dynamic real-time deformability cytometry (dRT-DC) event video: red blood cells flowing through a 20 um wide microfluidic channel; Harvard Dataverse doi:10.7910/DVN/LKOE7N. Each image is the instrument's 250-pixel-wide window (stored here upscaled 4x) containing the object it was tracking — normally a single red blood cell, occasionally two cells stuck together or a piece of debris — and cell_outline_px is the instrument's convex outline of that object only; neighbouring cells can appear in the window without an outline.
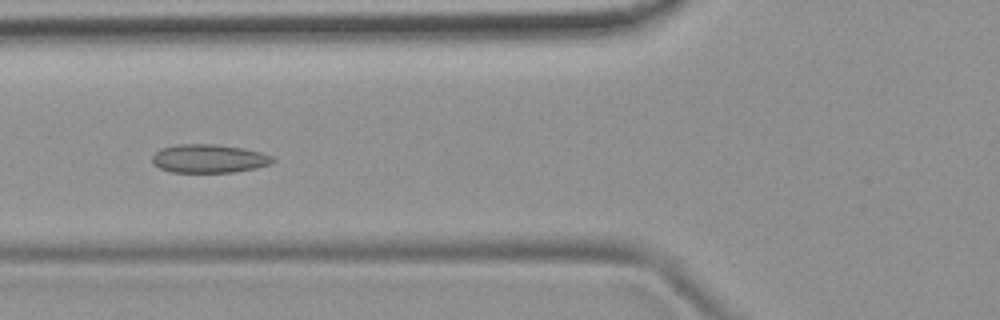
{"species": "common noctule bat (a hibernating species)", "species_latin": "Nyctalus noctula", "temperature_condition": "room temperature", "stored_images_in_passage": 7, "camera_frame_rate_fps": 3000, "um_per_image_px": 0.085, "animal": {"sex": "female", "body_mass_g": 19.9}, "frame": {"image": 1, "passage_image": 6, "time_ms": 5.667, "image_size_px": [1000, 320], "cell_outline_px": [[276, 160], [268, 164], [256, 168], [236, 172], [172, 172], [160, 168], [152, 164], [152, 156], [160, 148], [180, 144], [216, 144], [244, 148], [260, 152], [272, 156]], "centroid_in_image_um": [17.75, 13.48], "position_along_channel_um": 108.1, "area_um2": 20.06}}
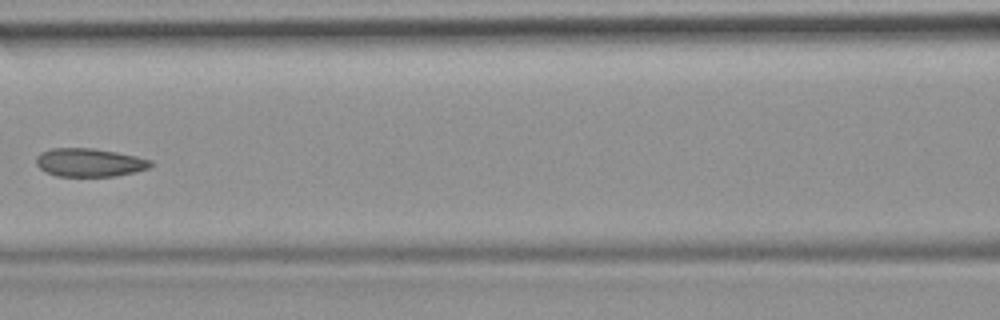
{"frame": {"image": 2, "passage_image": 7, "time_ms": 7.0, "image_size_px": [1000, 320], "cell_outline_px": [[152, 168], [136, 172], [116, 176], [56, 176], [40, 168], [36, 164], [36, 156], [40, 152], [52, 148], [92, 148], [116, 152], [136, 156], [152, 160]], "centroid_in_image_um": [7.63, 13.81], "position_along_channel_um": 159.0, "area_um2": 19.02}}